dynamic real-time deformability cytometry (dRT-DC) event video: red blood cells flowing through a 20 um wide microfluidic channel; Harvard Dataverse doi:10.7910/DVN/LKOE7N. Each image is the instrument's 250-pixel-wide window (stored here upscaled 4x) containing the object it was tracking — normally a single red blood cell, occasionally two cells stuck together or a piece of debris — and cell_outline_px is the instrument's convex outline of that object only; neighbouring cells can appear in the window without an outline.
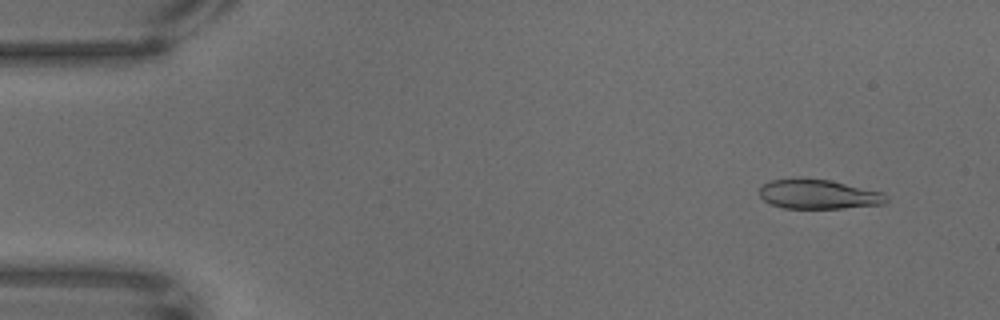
{"species": "common noctule bat (a hibernating species)", "species_latin": "Nyctalus noctula", "temperature_condition": "warm", "stored_images_in_passage": 66, "camera_frame_rate_fps": 3000, "um_per_image_px": 0.085, "animal": {"sex": "male", "body_mass_g": 18.8}, "frame": {"image": 1, "passage_image": 5, "time_ms": 1.333, "image_size_px": [1000, 320], "cell_outline_px": [[888, 200], [884, 204], [844, 208], [784, 208], [772, 204], [764, 200], [760, 196], [760, 188], [764, 184], [772, 180], [800, 176], [832, 180], [884, 192], [888, 196]], "centroid_in_image_um": [69.6, 16.48], "position_along_channel_um": 15.4, "area_um2": 22.25}}
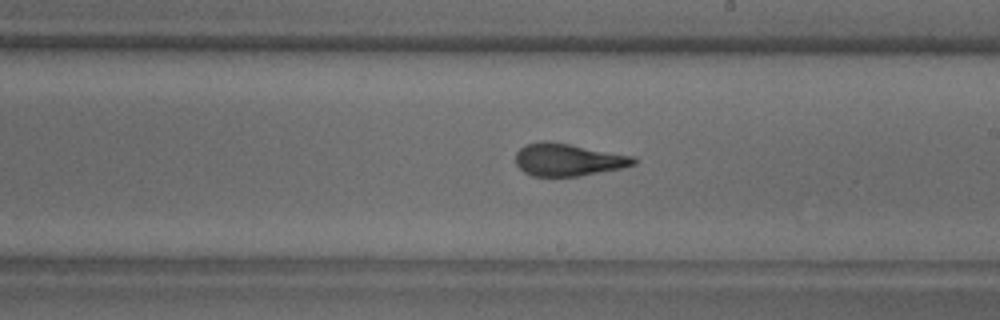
{"frame": {"image": 2, "passage_image": 38, "time_ms": 12.333, "image_size_px": [1000, 320], "cell_outline_px": [[636, 164], [624, 168], [580, 176], [532, 176], [524, 172], [516, 164], [516, 152], [520, 148], [528, 144], [544, 140], [548, 140], [632, 156], [636, 160]], "centroid_in_image_um": [48.28, 13.58], "position_along_channel_um": 240.7, "area_um2": 22.25}}
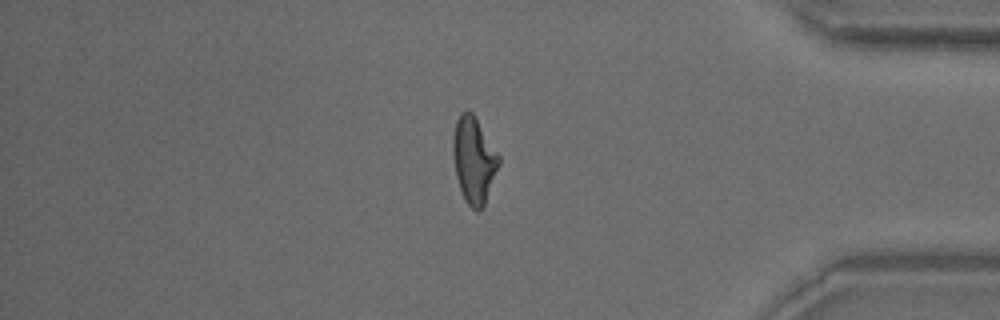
{"frame": {"image": 3, "passage_image": 56, "time_ms": 18.333, "image_size_px": [1000, 320], "cell_outline_px": [[500, 164], [484, 208], [480, 212], [476, 212], [464, 200], [456, 176], [452, 152], [452, 136], [456, 120], [460, 112], [472, 112], [500, 156]], "centroid_in_image_um": [40.28, 13.65], "position_along_channel_um": 394.9, "area_um2": 23.29}}